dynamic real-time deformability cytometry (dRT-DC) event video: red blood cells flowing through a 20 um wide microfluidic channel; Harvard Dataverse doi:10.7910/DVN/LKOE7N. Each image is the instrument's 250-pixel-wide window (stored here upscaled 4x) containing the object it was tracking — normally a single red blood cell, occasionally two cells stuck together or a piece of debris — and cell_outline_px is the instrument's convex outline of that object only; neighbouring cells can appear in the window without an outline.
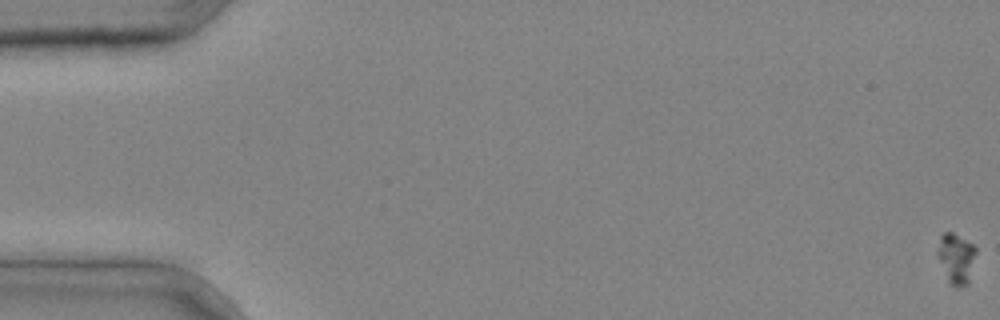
{"species": "common noctule bat (a hibernating species)", "species_latin": "Nyctalus noctula", "temperature_condition": "cold", "stored_images_in_passage": 46, "camera_frame_rate_fps": 3000, "um_per_image_px": 0.085, "animal": {"sex": "male", "body_mass_g": 20.4}, "frame": {"image": 1, "passage_image": 1, "time_ms": 0.0, "image_size_px": [1000, 320], "cell_outline_px": [[976, 252], [968, 284], [956, 288], [948, 280], [936, 256], [936, 252], [940, 236], [944, 232], [952, 232], [972, 244], [976, 248]], "centroid_in_image_um": [81.25, 21.95], "position_along_channel_um": 3.8, "area_um2": 11.21}}
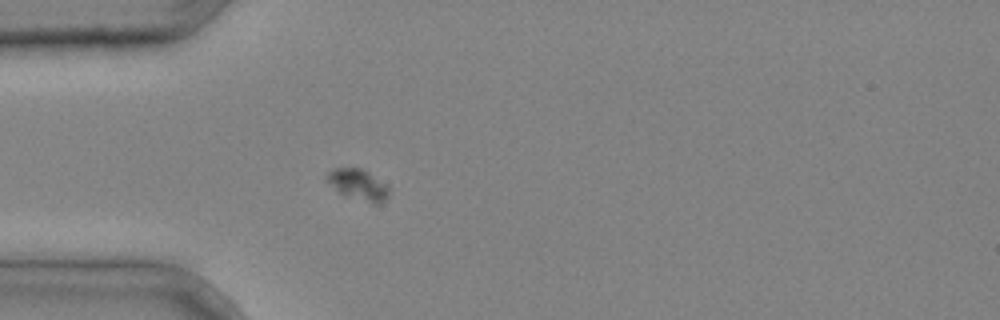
{"frame": {"image": 2, "passage_image": 15, "time_ms": 4.667, "image_size_px": [1000, 320], "cell_outline_px": [[388, 196], [384, 200], [376, 204], [340, 192], [324, 180], [324, 176], [332, 168], [360, 168], [368, 172], [388, 184]], "centroid_in_image_um": [30.42, 15.65], "position_along_channel_um": 54.6, "area_um2": 10.92}}
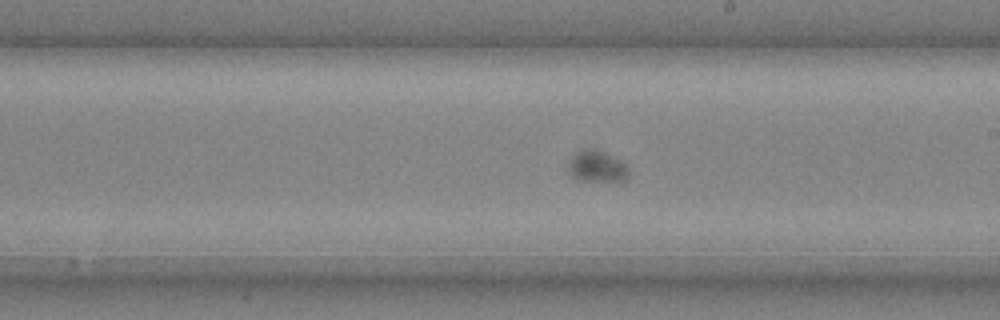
{"frame": {"image": 3, "passage_image": 28, "time_ms": 9.0, "image_size_px": [1000, 320], "cell_outline_px": [[628, 176], [624, 180], [580, 180], [572, 176], [568, 172], [568, 164], [572, 156], [580, 148], [596, 148], [620, 160], [628, 168]], "centroid_in_image_um": [50.69, 14.11], "position_along_channel_um": 238.3, "area_um2": 10.98}}